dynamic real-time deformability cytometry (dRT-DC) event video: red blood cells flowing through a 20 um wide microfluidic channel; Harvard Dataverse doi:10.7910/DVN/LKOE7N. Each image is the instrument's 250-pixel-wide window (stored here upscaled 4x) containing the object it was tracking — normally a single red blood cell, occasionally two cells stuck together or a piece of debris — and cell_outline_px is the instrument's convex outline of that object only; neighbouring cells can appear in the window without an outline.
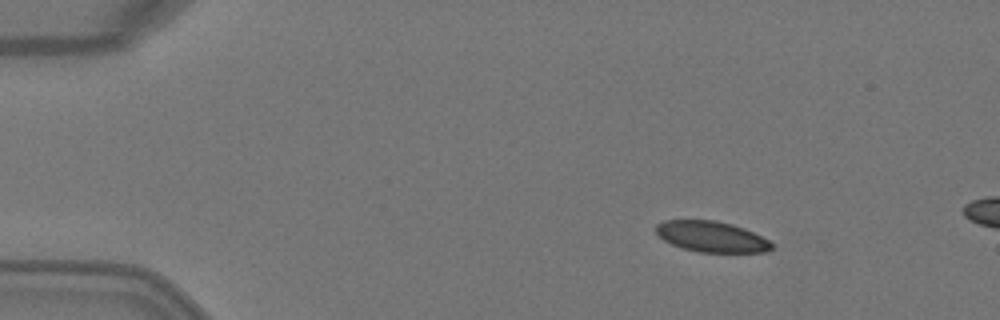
{"species": "Egyptian fruit bat (a non-hibernating species)", "species_latin": "Rousettus aegyptiacus", "temperature_condition": "warm", "stored_images_in_passage": 5, "camera_frame_rate_fps": 3000, "um_per_image_px": 0.085, "animal": {"sex": "female"}, "frame": {"image": 1, "passage_image": 3, "time_ms": 0.667, "image_size_px": [1000, 320], "cell_outline_px": [[772, 248], [764, 252], [700, 252], [684, 248], [672, 244], [664, 240], [656, 232], [656, 224], [664, 220], [716, 220], [732, 224], [744, 228], [768, 240], [772, 244]], "centroid_in_image_um": [60.46, 20.1], "position_along_channel_um": 24.5, "area_um2": 20.52}}